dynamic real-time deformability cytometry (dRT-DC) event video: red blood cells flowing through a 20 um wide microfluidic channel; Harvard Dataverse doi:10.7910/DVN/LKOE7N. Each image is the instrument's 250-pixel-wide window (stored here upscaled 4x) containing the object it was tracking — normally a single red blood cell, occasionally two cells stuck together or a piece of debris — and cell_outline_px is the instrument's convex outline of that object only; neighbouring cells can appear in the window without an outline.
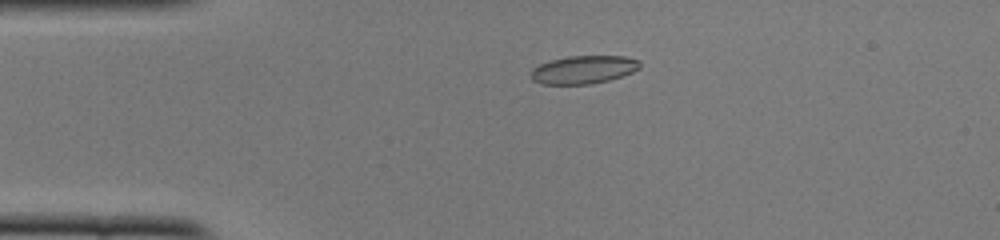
{"species": "common noctule bat (a hibernating species)", "species_latin": "Nyctalus noctula", "temperature_condition": "cold", "stored_images_in_passage": 51, "camera_frame_rate_fps": 3000, "um_per_image_px": 0.085, "animal": {"sex": "female", "body_mass_g": 22.0, "forearm_length_mm": 56.7}, "frame": {"image": 1, "passage_image": 11, "time_ms": 3.333, "image_size_px": [1000, 240], "cell_outline_px": [[640, 68], [632, 72], [608, 80], [592, 84], [544, 84], [532, 80], [532, 68], [540, 64], [552, 60], [568, 56], [624, 56], [640, 60]], "centroid_in_image_um": [49.62, 5.91], "position_along_channel_um": 35.4, "area_um2": 17.69}}
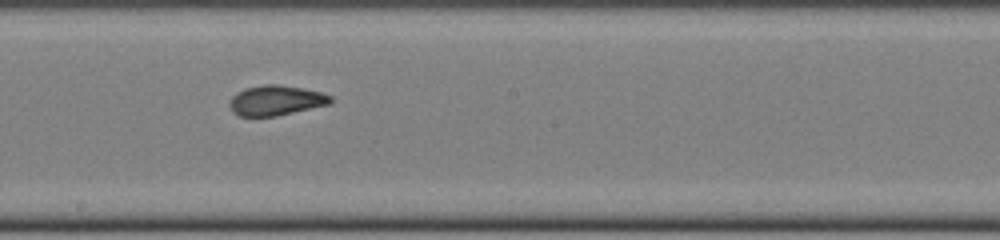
{"frame": {"image": 2, "passage_image": 28, "time_ms": 9.0, "image_size_px": [1000, 240], "cell_outline_px": [[332, 100], [328, 104], [276, 116], [240, 116], [232, 112], [228, 104], [232, 96], [236, 92], [244, 88], [264, 84], [276, 84], [300, 88], [320, 92], [332, 96]], "centroid_in_image_um": [23.39, 8.53], "position_along_channel_um": 224.8, "area_um2": 17.57}}
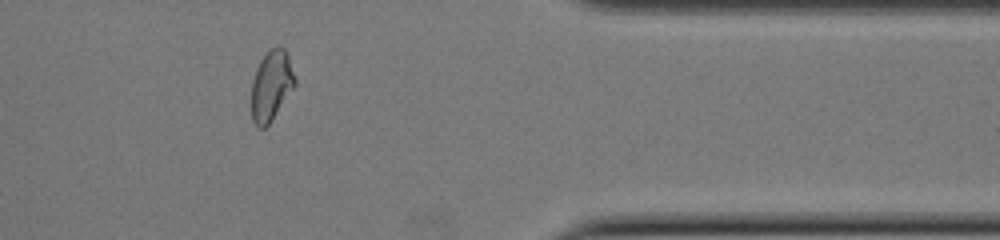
{"frame": {"image": 3, "passage_image": 42, "time_ms": 13.667, "image_size_px": [1000, 240], "cell_outline_px": [[296, 84], [272, 120], [264, 128], [256, 128], [252, 120], [252, 80], [256, 68], [260, 60], [268, 48], [276, 44], [284, 48], [288, 52], [296, 80]], "centroid_in_image_um": [23.07, 7.22], "position_along_channel_um": 388.3, "area_um2": 18.15}, "authors_computed_cell_mechanics": {"area_um2": 17.918, "velocity_mm_per_s": 3.9267, "shape_relaxation_time_tau1_ms": 3.3571, "shape_relaxation_time_tau2_ms": 1.216, "deformation_change_tau1": 0.136, "deformation_change_tau2": 0.0781}}